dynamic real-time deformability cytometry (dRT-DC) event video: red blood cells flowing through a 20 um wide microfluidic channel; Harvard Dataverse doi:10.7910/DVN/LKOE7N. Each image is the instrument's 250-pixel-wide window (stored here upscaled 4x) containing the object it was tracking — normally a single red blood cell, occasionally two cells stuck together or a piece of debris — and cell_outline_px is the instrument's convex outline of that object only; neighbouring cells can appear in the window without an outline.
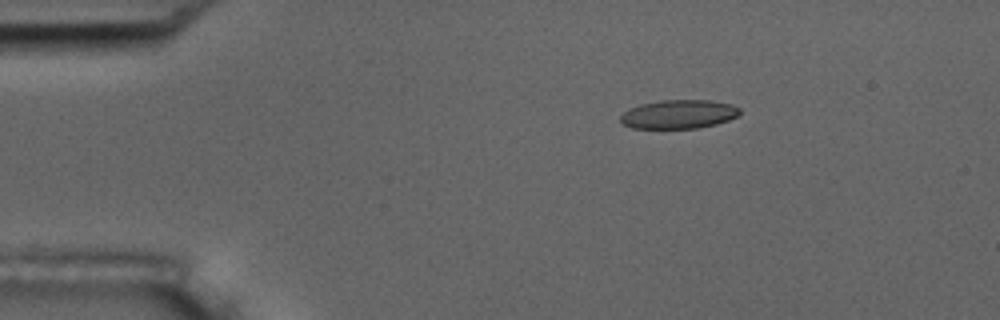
{"species": "common noctule bat (a hibernating species)", "species_latin": "Nyctalus noctula", "temperature_condition": "room temperature", "stored_images_in_passage": 5, "camera_frame_rate_fps": 3000, "um_per_image_px": 0.085, "animal": {"sex": "male", "body_mass_g": 17.5, "forearm_length_mm": 52.3}, "frame": {"image": 1, "passage_image": 3, "time_ms": 2.333, "image_size_px": [1000, 320], "cell_outline_px": [[740, 112], [736, 116], [728, 120], [716, 124], [696, 128], [632, 128], [624, 124], [620, 120], [620, 116], [628, 108], [640, 104], [660, 100], [708, 100], [732, 104], [740, 108]], "centroid_in_image_um": [57.67, 9.7], "position_along_channel_um": 27.3, "area_um2": 20.0}}